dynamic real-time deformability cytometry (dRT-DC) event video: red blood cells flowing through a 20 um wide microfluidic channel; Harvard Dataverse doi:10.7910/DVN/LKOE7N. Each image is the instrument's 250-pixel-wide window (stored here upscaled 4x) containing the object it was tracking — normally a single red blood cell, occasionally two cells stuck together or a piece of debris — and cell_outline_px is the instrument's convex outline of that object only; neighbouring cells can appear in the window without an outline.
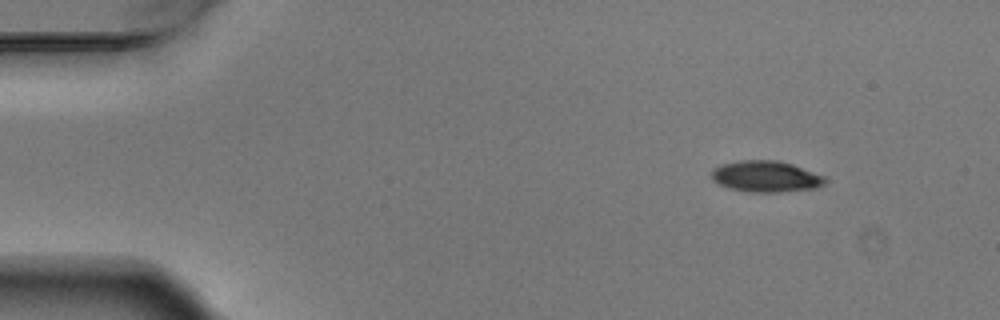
{"species": "Egyptian fruit bat (a non-hibernating species)", "species_latin": "Rousettus aegyptiacus", "temperature_condition": "warm", "stored_images_in_passage": 6, "camera_frame_rate_fps": 3000, "um_per_image_px": 0.085, "animal": {"sex": "male"}, "frame": {"image": 1, "passage_image": 1, "time_ms": 0.0, "image_size_px": [1000, 320], "cell_outline_px": [[828, 180], [824, 184], [816, 188], [780, 192], [752, 192], [728, 188], [712, 180], [712, 168], [720, 164], [740, 160], [776, 160], [792, 164], [824, 176]], "centroid_in_image_um": [65.08, 15.0], "position_along_channel_um": 19.9, "area_um2": 20.69}}
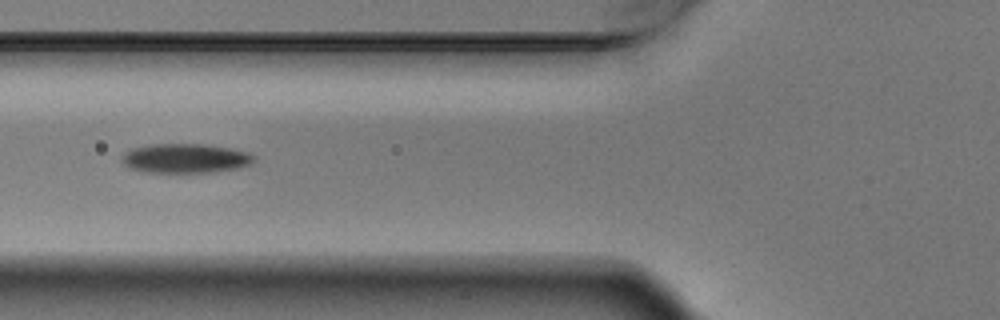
{"frame": {"image": 2, "passage_image": 5, "time_ms": 1.333, "image_size_px": [1000, 320], "cell_outline_px": [[252, 164], [240, 168], [216, 172], [148, 172], [128, 168], [120, 160], [124, 152], [132, 148], [152, 144], [204, 144], [228, 148], [248, 152], [252, 156]], "centroid_in_image_um": [15.72, 13.46], "position_along_channel_um": 110.1, "area_um2": 22.6}}
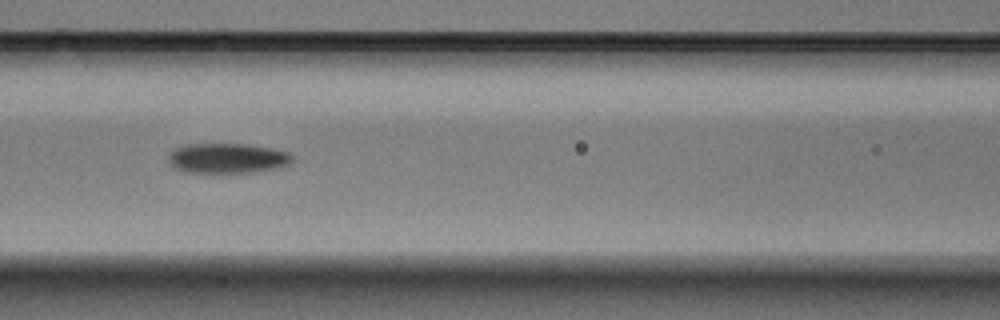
{"frame": {"image": 3, "passage_image": 6, "time_ms": 1.667, "image_size_px": [1000, 320], "cell_outline_px": [[292, 160], [288, 164], [276, 168], [252, 172], [188, 172], [176, 168], [168, 160], [168, 156], [176, 148], [188, 144], [244, 144], [272, 148], [288, 152], [292, 156]], "centroid_in_image_um": [19.34, 13.44], "position_along_channel_um": 147.3, "area_um2": 21.27}}